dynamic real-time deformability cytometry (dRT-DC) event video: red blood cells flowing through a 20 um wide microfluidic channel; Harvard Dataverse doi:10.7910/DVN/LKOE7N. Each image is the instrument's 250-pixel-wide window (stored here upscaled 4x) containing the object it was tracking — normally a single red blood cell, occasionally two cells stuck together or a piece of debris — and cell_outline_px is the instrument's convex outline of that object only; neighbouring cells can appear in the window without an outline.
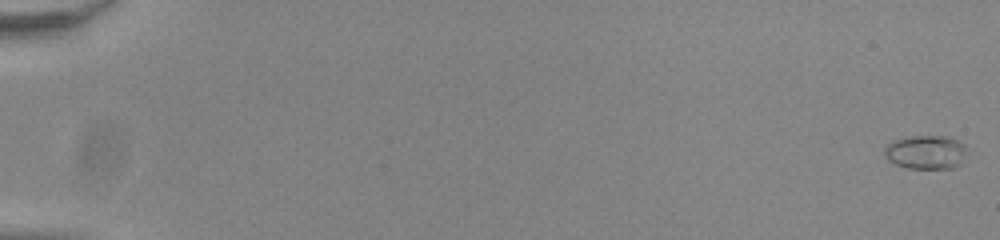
{"species": "common noctule bat (a hibernating species)", "species_latin": "Nyctalus noctula", "temperature_condition": "room temperature", "stored_images_in_passage": 56, "camera_frame_rate_fps": 3000, "um_per_image_px": 0.085, "animal": {"sex": "male", "body_mass_g": 20.0, "forearm_length_mm": 53.3}, "frame": {"image": 1, "passage_image": 1, "time_ms": 0.0, "image_size_px": [1000, 240], "cell_outline_px": [[964, 152], [960, 164], [952, 168], [908, 168], [896, 164], [888, 160], [884, 156], [884, 148], [892, 140], [912, 136], [948, 136], [964, 144]], "centroid_in_image_um": [78.64, 12.92], "position_along_channel_um": 6.4, "area_um2": 16.07}}
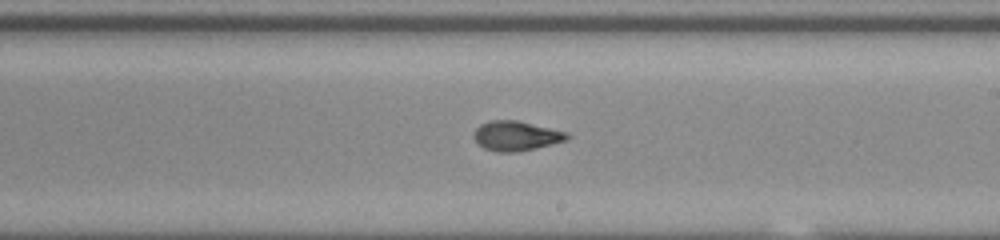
{"frame": {"image": 2, "passage_image": 35, "time_ms": 11.333, "image_size_px": [1000, 240], "cell_outline_px": [[572, 136], [568, 140], [552, 144], [516, 152], [496, 152], [484, 148], [476, 144], [472, 136], [476, 128], [480, 124], [492, 120], [516, 120], [568, 132]], "centroid_in_image_um": [43.86, 11.55], "position_along_channel_um": 245.1, "area_um2": 16.3}}
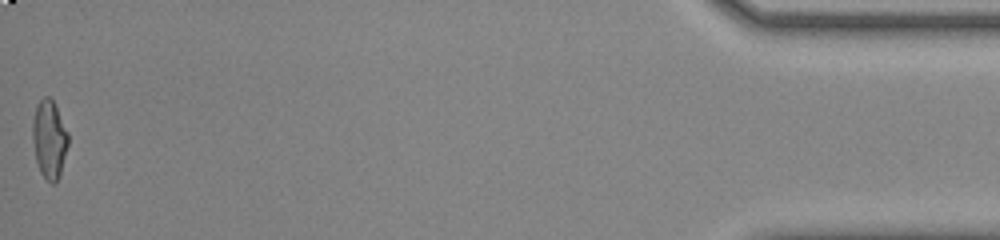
{"frame": {"image": 3, "passage_image": 56, "time_ms": 18.333, "image_size_px": [1000, 240], "cell_outline_px": [[68, 144], [60, 176], [56, 184], [52, 184], [40, 172], [36, 160], [32, 140], [32, 120], [36, 104], [44, 96], [48, 96], [52, 100], [68, 132]], "centroid_in_image_um": [4.18, 11.85], "position_along_channel_um": 431.0, "area_um2": 16.3}, "authors_computed_cell_mechanics": {"area_um2": 16.0684, "velocity_mm_per_s": 3.8566, "shape_relaxation_time_tau1_ms": 8.8275, "shape_relaxation_time_tau2_ms": 1.558, "deformation_change_tau1": 0.2419, "deformation_change_tau2": 0.0773}}